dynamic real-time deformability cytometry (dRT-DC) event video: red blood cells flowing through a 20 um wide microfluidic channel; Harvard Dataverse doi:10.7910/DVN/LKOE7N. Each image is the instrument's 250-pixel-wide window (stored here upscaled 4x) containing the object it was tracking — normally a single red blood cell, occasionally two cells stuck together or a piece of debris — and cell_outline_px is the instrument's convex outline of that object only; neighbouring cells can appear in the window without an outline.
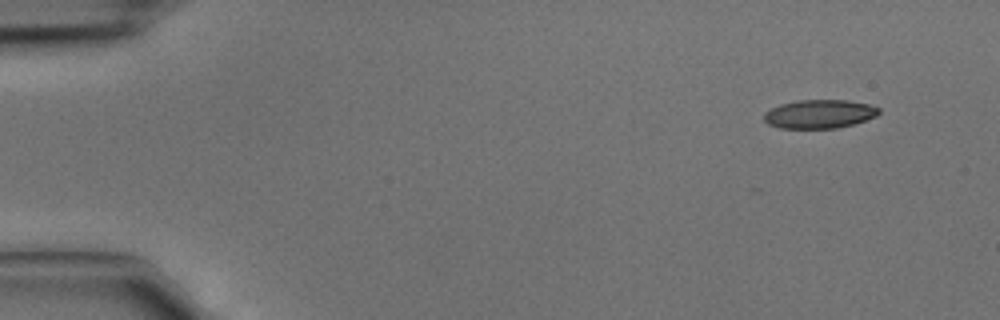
{"species": "common noctule bat (a hibernating species)", "species_latin": "Nyctalus noctula", "temperature_condition": "cold", "stored_images_in_passage": 5, "camera_frame_rate_fps": 3000, "um_per_image_px": 0.085, "animal": {"sex": "male", "body_mass_g": 15.6}, "frame": {"image": 1, "passage_image": 1, "time_ms": 0.0, "image_size_px": [1000, 320], "cell_outline_px": [[880, 112], [876, 116], [852, 124], [836, 128], [780, 128], [768, 124], [764, 120], [764, 112], [780, 104], [800, 100], [848, 100], [868, 104], [880, 108]], "centroid_in_image_um": [69.64, 9.68], "position_along_channel_um": 15.4, "area_um2": 19.07}}
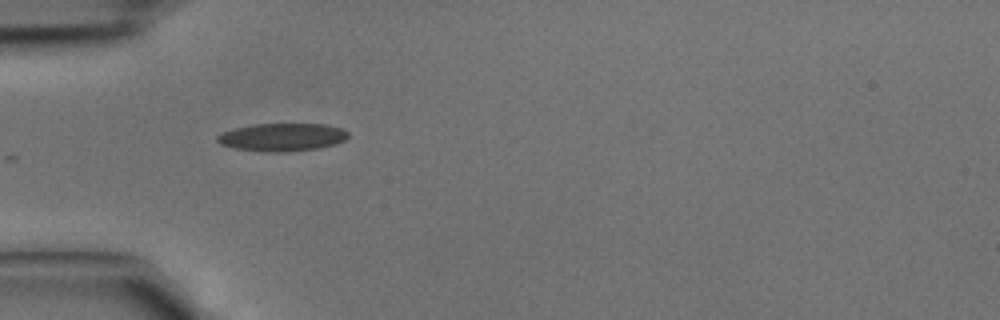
{"frame": {"image": 2, "passage_image": 4, "time_ms": 1.0, "image_size_px": [1000, 320], "cell_outline_px": [[348, 136], [344, 140], [336, 144], [316, 148], [288, 152], [264, 152], [236, 148], [220, 144], [216, 140], [216, 136], [224, 132], [236, 128], [252, 124], [324, 124], [340, 128], [348, 132]], "centroid_in_image_um": [23.98, 11.66], "position_along_channel_um": 61.0, "area_um2": 21.15}}